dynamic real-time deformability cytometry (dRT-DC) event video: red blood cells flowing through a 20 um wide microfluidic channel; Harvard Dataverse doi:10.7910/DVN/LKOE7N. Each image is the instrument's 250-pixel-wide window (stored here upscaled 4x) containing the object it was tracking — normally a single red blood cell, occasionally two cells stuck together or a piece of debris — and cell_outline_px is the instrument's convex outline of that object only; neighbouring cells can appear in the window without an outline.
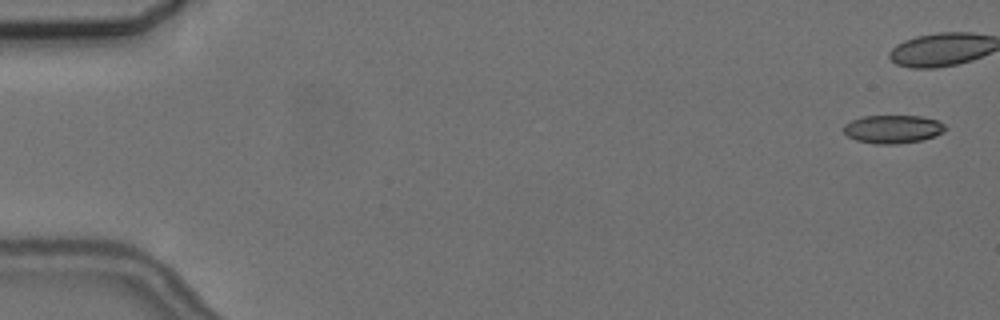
{"species": "common noctule bat (a hibernating species)", "species_latin": "Nyctalus noctula", "temperature_condition": "cold", "stored_images_in_passage": 5, "camera_frame_rate_fps": 3000, "um_per_image_px": 0.085, "animal": {"sex": "female", "body_mass_g": 24.6, "forearm_length_mm": 56.2}, "frame": {"image": 1, "passage_image": 1, "time_ms": 0.0, "image_size_px": [1000, 320], "cell_outline_px": [[948, 128], [944, 132], [920, 140], [896, 144], [876, 144], [856, 140], [848, 136], [844, 132], [844, 124], [860, 116], [920, 116], [936, 120], [944, 124]], "centroid_in_image_um": [75.88, 10.97], "position_along_channel_um": 9.1, "area_um2": 16.65}}